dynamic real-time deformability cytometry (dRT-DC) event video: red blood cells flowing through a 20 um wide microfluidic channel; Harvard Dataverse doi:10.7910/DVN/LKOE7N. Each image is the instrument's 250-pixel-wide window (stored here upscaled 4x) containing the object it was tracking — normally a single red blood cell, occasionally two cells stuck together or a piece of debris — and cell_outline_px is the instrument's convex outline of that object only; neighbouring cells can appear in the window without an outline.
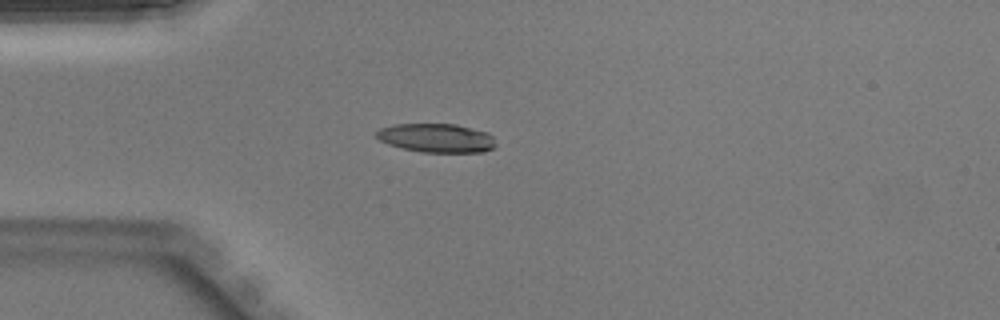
{"species": "Egyptian fruit bat (a non-hibernating species)", "species_latin": "Rousettus aegyptiacus", "temperature_condition": "warm", "stored_images_in_passage": 30, "camera_frame_rate_fps": 3000, "um_per_image_px": 0.085, "animal": {"sex": "male"}, "frame": {"image": 1, "passage_image": 1, "time_ms": 0.0, "image_size_px": [1000, 320], "cell_outline_px": [[492, 148], [480, 152], [424, 152], [404, 148], [388, 144], [380, 140], [376, 136], [376, 132], [380, 128], [396, 124], [452, 124], [484, 132], [492, 136]], "centroid_in_image_um": [37.02, 11.73], "position_along_channel_um": 48.0, "area_um2": 19.42}}
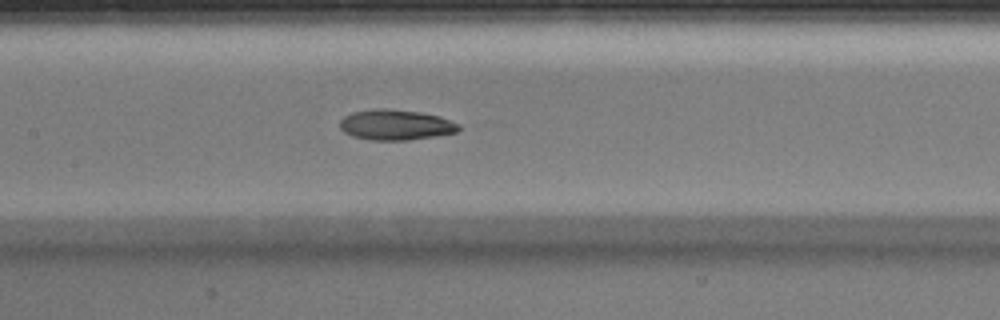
{"frame": {"image": 2, "passage_image": 10, "time_ms": 3.0, "image_size_px": [1000, 320], "cell_outline_px": [[460, 128], [456, 132], [408, 140], [372, 140], [352, 136], [344, 132], [340, 128], [340, 120], [344, 116], [352, 112], [380, 108], [416, 112], [436, 116], [460, 124]], "centroid_in_image_um": [33.58, 10.62], "position_along_channel_um": 173.8, "area_um2": 20.63}}
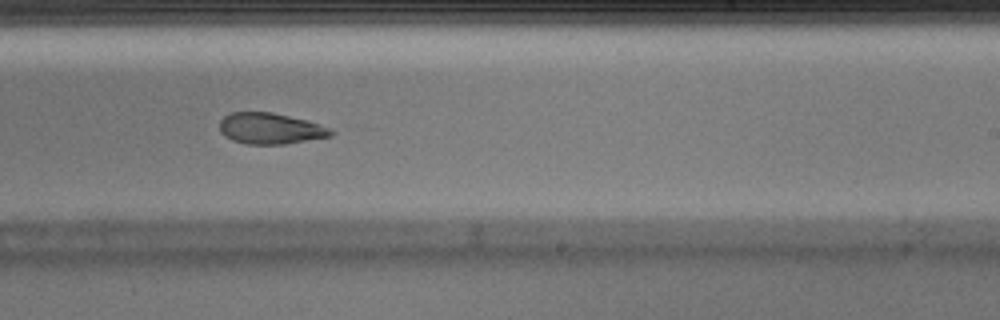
{"frame": {"image": 3, "passage_image": 16, "time_ms": 5.0, "image_size_px": [1000, 320], "cell_outline_px": [[332, 136], [284, 144], [248, 144], [232, 140], [224, 136], [220, 132], [220, 120], [224, 116], [232, 112], [272, 112], [304, 120], [328, 128], [332, 132]], "centroid_in_image_um": [22.91, 10.93], "position_along_channel_um": 266.1, "area_um2": 19.83}}